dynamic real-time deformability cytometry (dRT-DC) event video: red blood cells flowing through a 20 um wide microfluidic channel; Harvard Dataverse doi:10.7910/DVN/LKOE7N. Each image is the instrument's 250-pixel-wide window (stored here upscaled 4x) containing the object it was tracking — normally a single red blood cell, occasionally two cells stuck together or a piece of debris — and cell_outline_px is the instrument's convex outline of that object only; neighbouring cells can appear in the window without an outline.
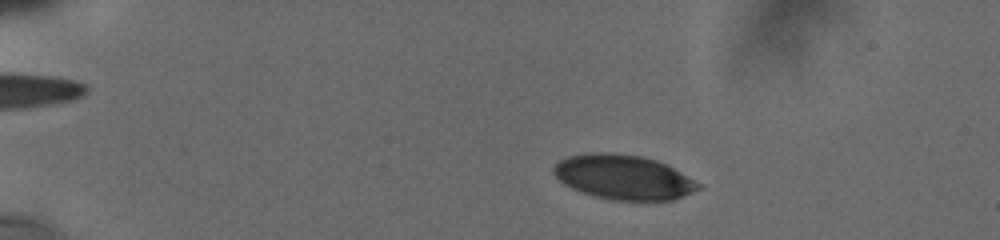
{"species": "human", "species_latin": "Homo sapiens", "temperature_condition": "cold", "stored_images_in_passage": 20, "camera_frame_rate_fps": 3000, "um_per_image_px": 0.085, "donor": {"sex": "male"}, "frame": {"image": 1, "passage_image": 8, "time_ms": 2.0, "image_size_px": [1000, 240], "cell_outline_px": [[700, 188], [692, 192], [672, 200], [612, 200], [592, 196], [572, 188], [564, 184], [552, 172], [552, 168], [560, 160], [568, 156], [592, 152], [612, 152], [640, 156], [656, 160], [680, 172], [700, 184]], "centroid_in_image_um": [52.95, 15.05], "position_along_channel_um": 32.1, "area_um2": 37.34}}